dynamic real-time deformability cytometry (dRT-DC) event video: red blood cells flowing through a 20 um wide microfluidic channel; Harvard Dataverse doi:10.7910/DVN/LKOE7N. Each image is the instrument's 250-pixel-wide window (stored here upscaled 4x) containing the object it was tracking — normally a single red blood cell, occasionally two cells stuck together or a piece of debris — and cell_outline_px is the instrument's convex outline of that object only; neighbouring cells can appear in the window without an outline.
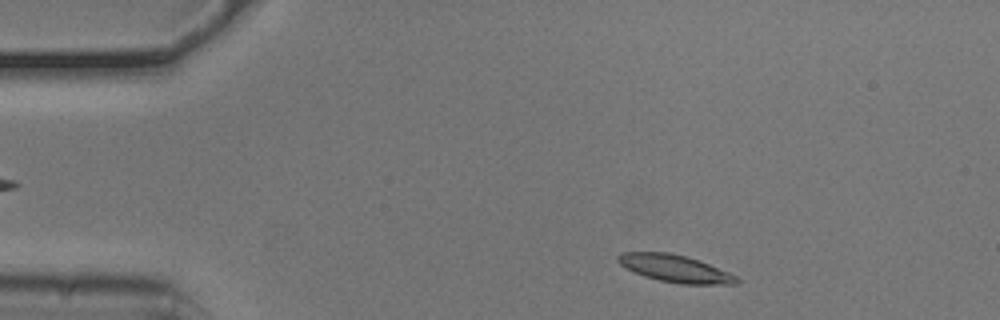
{"species": "common noctule bat (a hibernating species)", "species_latin": "Nyctalus noctula", "temperature_condition": "cold", "stored_images_in_passage": 49, "camera_frame_rate_fps": 3000, "um_per_image_px": 0.085, "animal": {"sex": "male", "body_mass_g": 20.5, "forearm_length_mm": 52.5}, "frame": {"image": 1, "passage_image": 4, "time_ms": 1.0, "image_size_px": [1000, 320], "cell_outline_px": [[740, 280], [736, 284], [680, 284], [660, 280], [644, 276], [620, 264], [616, 260], [616, 256], [620, 252], [668, 252], [684, 256], [708, 264], [728, 272], [736, 276]], "centroid_in_image_um": [57.35, 22.82], "position_along_channel_um": 27.6, "area_um2": 18.55}}
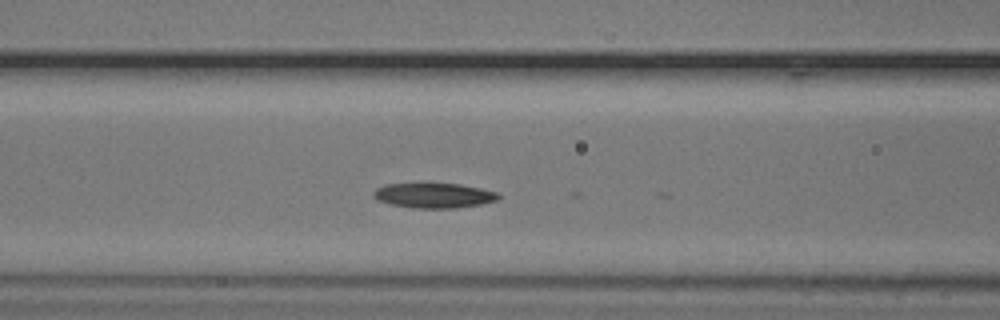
{"frame": {"image": 2, "passage_image": 17, "time_ms": 5.333, "image_size_px": [1000, 320], "cell_outline_px": [[500, 196], [496, 200], [480, 204], [456, 208], [412, 208], [392, 204], [376, 200], [372, 196], [372, 192], [376, 188], [384, 184], [460, 184], [480, 188], [496, 192]], "centroid_in_image_um": [36.83, 16.62], "position_along_channel_um": 129.8, "area_um2": 18.03}}
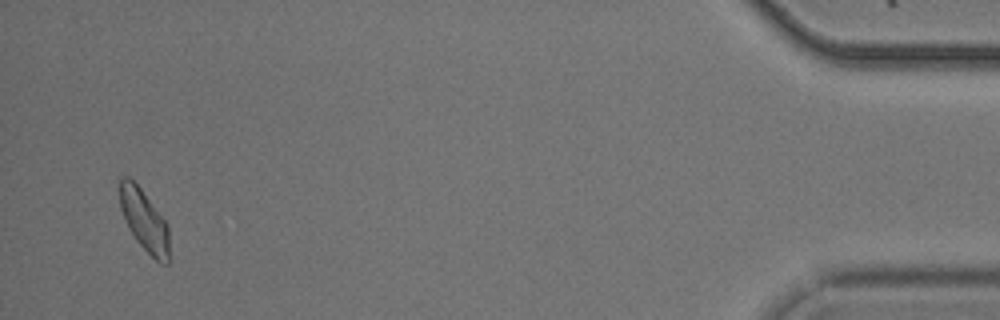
{"frame": {"image": 3, "passage_image": 47, "time_ms": 15.333, "image_size_px": [1000, 320], "cell_outline_px": [[168, 264], [160, 264], [136, 240], [128, 228], [120, 208], [120, 180], [124, 176], [128, 176], [140, 188], [168, 224]], "centroid_in_image_um": [12.25, 18.74], "position_along_channel_um": 422.9, "area_um2": 17.4}, "authors_computed_cell_mechanics": {"area_um2": 18.3226, "velocity_mm_per_s": 3.7548, "shape_relaxation_time_tau1_ms": 5.0609, "shape_relaxation_time_tau2_ms": 5.189, "deformation_change_tau1": 0.1212, "deformation_change_tau2": 0.1001}}